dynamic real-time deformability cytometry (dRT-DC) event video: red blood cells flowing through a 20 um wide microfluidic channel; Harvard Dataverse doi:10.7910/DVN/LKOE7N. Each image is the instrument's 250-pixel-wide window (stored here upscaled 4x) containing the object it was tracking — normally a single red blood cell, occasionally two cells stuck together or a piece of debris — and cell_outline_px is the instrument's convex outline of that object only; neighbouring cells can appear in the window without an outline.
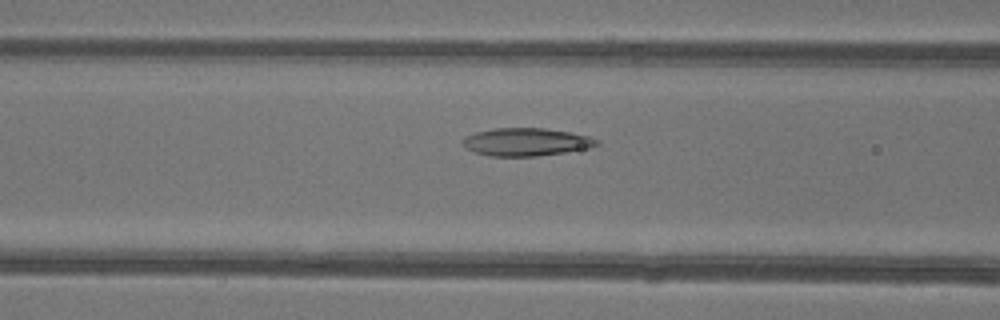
{"species": "common noctule bat (a hibernating species)", "species_latin": "Nyctalus noctula", "temperature_condition": "warm", "stored_images_in_passage": 51, "camera_frame_rate_fps": 3000, "um_per_image_px": 0.085, "animal": {"sex": "female"}, "frame": {"image": 1, "passage_image": 22, "time_ms": 7.0, "image_size_px": [1000, 320], "cell_outline_px": [[600, 144], [592, 148], [536, 156], [488, 156], [476, 152], [468, 148], [460, 140], [464, 136], [476, 132], [496, 128], [544, 128], [568, 132], [588, 136], [600, 140]], "centroid_in_image_um": [44.75, 12.06], "position_along_channel_um": 121.9, "area_um2": 21.73}}
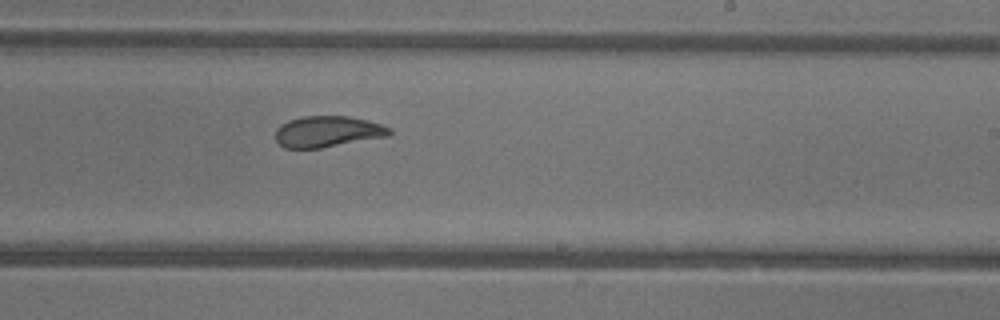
{"frame": {"image": 2, "passage_image": 32, "time_ms": 10.333, "image_size_px": [1000, 320], "cell_outline_px": [[392, 132], [388, 136], [320, 148], [284, 148], [276, 140], [276, 128], [280, 124], [288, 120], [304, 116], [348, 116], [368, 120], [392, 128]], "centroid_in_image_um": [27.84, 11.18], "position_along_channel_um": 261.2, "area_um2": 20.69}}
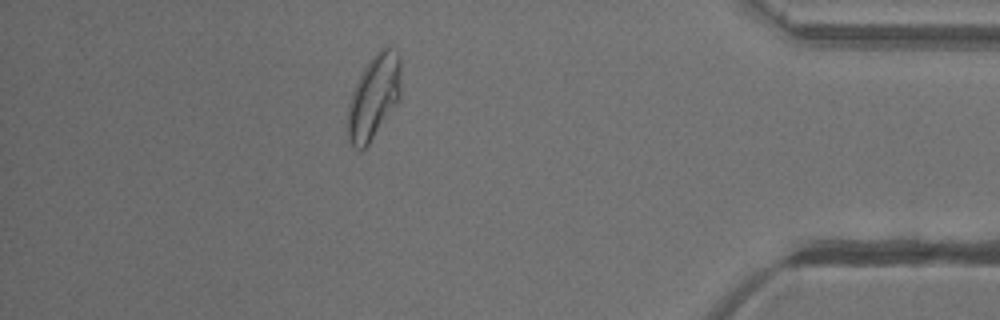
{"frame": {"image": 3, "passage_image": 45, "time_ms": 14.667, "image_size_px": [1000, 320], "cell_outline_px": [[400, 100], [368, 144], [364, 148], [356, 148], [348, 140], [344, 132], [344, 128], [348, 104], [352, 92], [364, 68], [372, 56], [384, 44], [388, 44], [400, 56]], "centroid_in_image_um": [31.75, 8.24], "position_along_channel_um": 403.5, "area_um2": 26.59}, "authors_computed_cell_mechanics": {"area_um2": 23.9292, "velocity_mm_per_s": 4.1922, "shape_relaxation_time_tau1_ms": 5.2624, "shape_relaxation_time_tau2_ms": 1.9278, "deformation_change_tau1": 0.1764, "deformation_change_tau2": 0.0594}}